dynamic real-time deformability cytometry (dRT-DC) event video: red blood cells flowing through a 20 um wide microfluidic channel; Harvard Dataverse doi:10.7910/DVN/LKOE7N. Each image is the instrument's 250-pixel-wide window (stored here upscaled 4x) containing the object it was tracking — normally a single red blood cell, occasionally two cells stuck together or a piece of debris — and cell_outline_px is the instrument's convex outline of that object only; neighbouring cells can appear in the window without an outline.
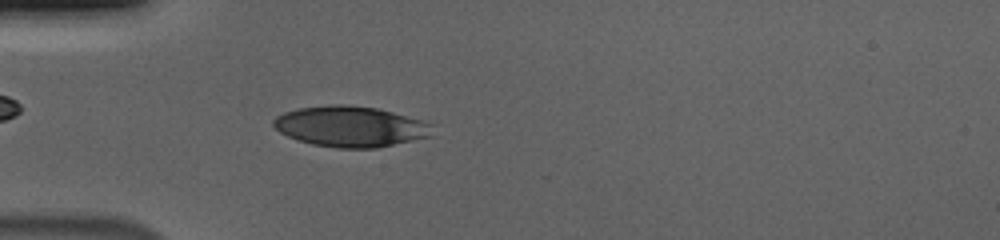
{"species": "human", "species_latin": "Homo sapiens", "temperature_condition": "cold", "stored_images_in_passage": 39, "camera_frame_rate_fps": 3000, "um_per_image_px": 0.085, "donor": {"sex": "male"}, "frame": {"image": 1, "passage_image": 1, "time_ms": 0.0, "image_size_px": [1000, 240], "cell_outline_px": [[432, 136], [376, 148], [336, 148], [312, 144], [288, 136], [280, 132], [272, 124], [272, 120], [276, 116], [284, 112], [300, 108], [332, 104], [340, 104], [376, 108], [392, 112], [420, 120], [432, 124]], "centroid_in_image_um": [29.77, 10.75], "position_along_channel_um": 55.2, "area_um2": 37.4}}
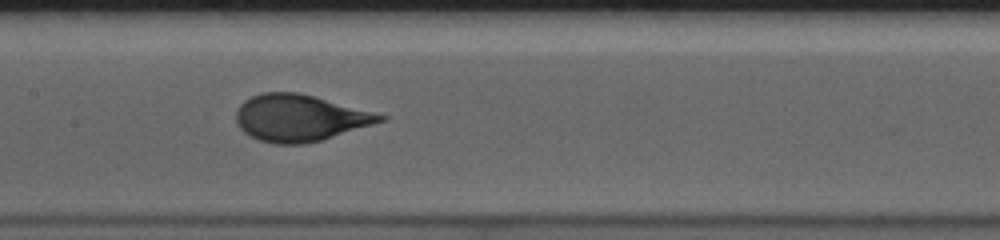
{"frame": {"image": 2, "passage_image": 12, "time_ms": 3.667, "image_size_px": [1000, 240], "cell_outline_px": [[388, 120], [320, 140], [304, 144], [276, 144], [260, 140], [244, 132], [240, 128], [236, 120], [236, 108], [244, 100], [252, 96], [264, 92], [296, 92], [312, 96], [388, 116]], "centroid_in_image_um": [25.46, 10.03], "position_along_channel_um": 181.9, "area_um2": 38.73}}
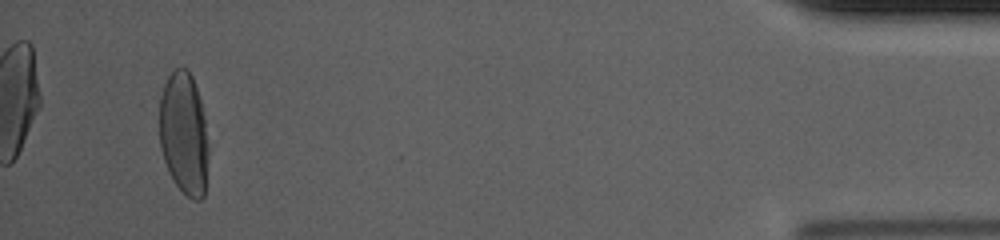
{"frame": {"image": 3, "passage_image": 37, "time_ms": 12.0, "image_size_px": [1000, 240], "cell_outline_px": [[208, 156], [204, 196], [200, 200], [192, 200], [172, 180], [168, 172], [160, 148], [152, 104], [168, 76], [176, 68], [188, 68], [192, 76], [200, 100], [204, 120], [208, 144]], "centroid_in_image_um": [15.51, 11.28], "position_along_channel_um": 419.7, "area_um2": 36.82}, "authors_computed_cell_mechanics": {"area_um2": 38.6104, "velocity_mm_per_s": 3.6957, "shape_relaxation_time_tau1_ms": 3.5644, "shape_relaxation_time_tau2_ms": null, "deformation_change_tau1": 0.1722, "deformation_change_tau2": null}}